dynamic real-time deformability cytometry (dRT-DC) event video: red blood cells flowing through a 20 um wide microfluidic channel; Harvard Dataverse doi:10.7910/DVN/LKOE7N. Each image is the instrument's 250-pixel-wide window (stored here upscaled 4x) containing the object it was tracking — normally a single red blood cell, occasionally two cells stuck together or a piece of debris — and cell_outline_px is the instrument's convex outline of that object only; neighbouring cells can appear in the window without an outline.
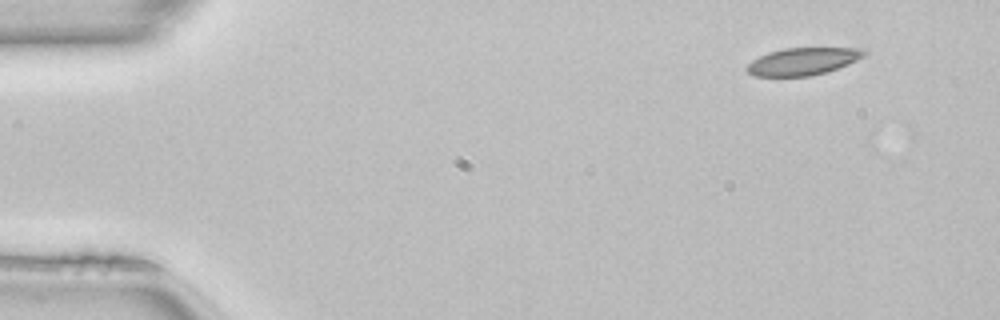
{"species": "common noctule bat (a hibernating species)", "species_latin": "Nyctalus noctula", "temperature_condition": "room temperature", "stored_images_in_passage": 47, "camera_frame_rate_fps": 3000, "um_per_image_px": 0.085, "animal": {"sex": "female", "body_mass_g": 22.7, "forearm_length_mm": 54.2}, "frame": {"image": 1, "passage_image": 1, "time_ms": 0.0, "image_size_px": [1000, 320], "cell_outline_px": [[868, 52], [864, 56], [848, 64], [824, 72], [808, 76], [752, 76], [744, 68], [752, 60], [768, 52], [784, 48], [868, 48]], "centroid_in_image_um": [68.24, 5.2], "position_along_channel_um": 16.8, "area_um2": 18.67}}
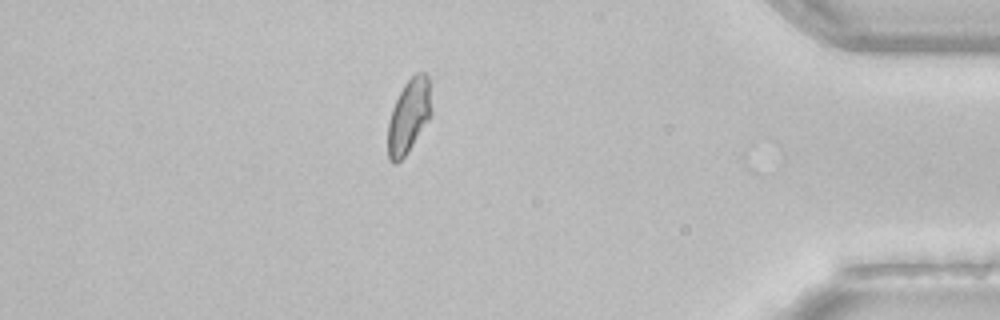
{"frame": {"image": 2, "passage_image": 40, "time_ms": 13.0, "image_size_px": [1000, 320], "cell_outline_px": [[432, 112], [428, 120], [408, 152], [396, 164], [392, 164], [388, 160], [388, 124], [392, 108], [404, 84], [416, 72], [424, 72], [428, 76]], "centroid_in_image_um": [34.74, 9.87], "position_along_channel_um": 400.5, "area_um2": 18.67}}
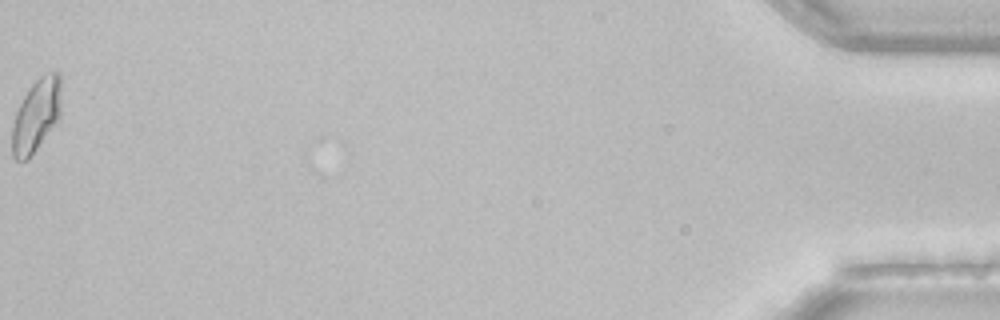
{"frame": {"image": 3, "passage_image": 47, "time_ms": 15.333, "image_size_px": [1000, 320], "cell_outline_px": [[60, 116], [32, 156], [28, 160], [16, 160], [12, 156], [12, 124], [16, 112], [24, 96], [32, 84], [44, 72], [60, 72]], "centroid_in_image_um": [3.07, 9.81], "position_along_channel_um": 432.1, "area_um2": 20.81}, "authors_computed_cell_mechanics": {"area_um2": 19.0162, "velocity_mm_per_s": 4.072, "shape_relaxation_time_tau1_ms": 4.2945, "shape_relaxation_time_tau2_ms": 2.3431, "deformation_change_tau1": 0.1255, "deformation_change_tau2": 0.0766}}